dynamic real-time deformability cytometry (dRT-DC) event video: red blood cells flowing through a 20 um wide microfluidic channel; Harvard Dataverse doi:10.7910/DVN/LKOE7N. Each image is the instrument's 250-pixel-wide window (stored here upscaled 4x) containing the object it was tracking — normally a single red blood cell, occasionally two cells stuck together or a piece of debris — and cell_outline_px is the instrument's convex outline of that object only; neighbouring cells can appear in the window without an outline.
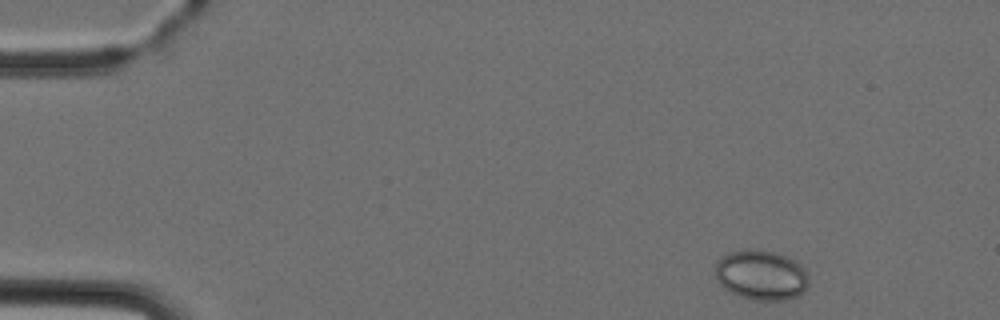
{"species": "Egyptian fruit bat (a non-hibernating species)", "species_latin": "Rousettus aegyptiacus", "temperature_condition": "cold", "stored_images_in_passage": 3, "segment_of_instrument_passage": [2, 2], "camera_frame_rate_fps": 3000, "um_per_image_px": 0.085, "animal": {"sex": "female"}, "frame": {"image": 1, "passage_image": 3, "time_ms": 3.0, "image_size_px": [1000, 320], "cell_outline_px": [[808, 284], [804, 292], [796, 296], [784, 300], [752, 300], [740, 296], [724, 288], [716, 280], [716, 264], [720, 256], [728, 252], [740, 248], [756, 248], [776, 252], [792, 260], [808, 276]], "centroid_in_image_um": [64.64, 23.36], "position_along_channel_um": 20.4, "area_um2": 27.28}}